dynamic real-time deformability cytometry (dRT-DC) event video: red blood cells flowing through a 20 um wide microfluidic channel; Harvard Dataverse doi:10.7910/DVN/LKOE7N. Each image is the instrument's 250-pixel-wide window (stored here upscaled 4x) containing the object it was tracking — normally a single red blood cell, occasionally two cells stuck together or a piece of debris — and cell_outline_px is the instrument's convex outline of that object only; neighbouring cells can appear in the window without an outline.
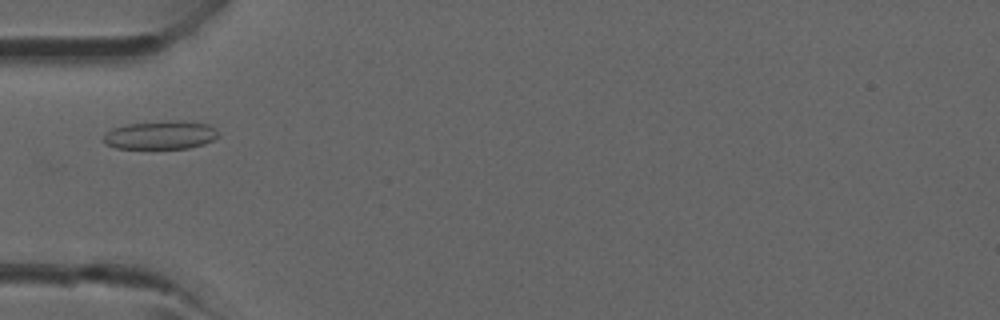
{"species": "common noctule bat (a hibernating species)", "species_latin": "Nyctalus noctula", "temperature_condition": "room temperature", "stored_images_in_passage": 2, "camera_frame_rate_fps": 3000, "um_per_image_px": 0.085, "animal": {"sex": "male", "forearm_length_mm": 52.5}, "frame": {"image": 1, "passage_image": 2, "time_ms": 1.0, "image_size_px": [1000, 320], "cell_outline_px": [[220, 136], [204, 144], [188, 148], [116, 148], [104, 144], [104, 132], [112, 128], [128, 124], [164, 120], [184, 120], [208, 124], [216, 128], [220, 132]], "centroid_in_image_um": [13.68, 11.46], "position_along_channel_um": 71.3, "area_um2": 19.36}}